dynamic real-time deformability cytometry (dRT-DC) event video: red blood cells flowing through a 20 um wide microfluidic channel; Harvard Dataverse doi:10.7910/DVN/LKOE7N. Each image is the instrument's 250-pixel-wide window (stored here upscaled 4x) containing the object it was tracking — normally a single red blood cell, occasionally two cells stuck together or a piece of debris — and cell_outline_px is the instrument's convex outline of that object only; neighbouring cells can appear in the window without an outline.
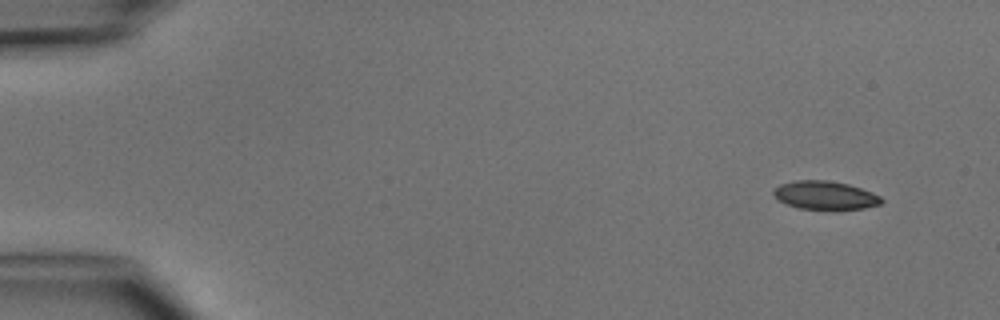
{"species": "common noctule bat (a hibernating species)", "species_latin": "Nyctalus noctula", "temperature_condition": "cold", "stored_images_in_passage": 4, "camera_frame_rate_fps": 3000, "um_per_image_px": 0.085, "animal": {"sex": "male", "body_mass_g": 15.6}, "frame": {"image": 1, "passage_image": 1, "time_ms": 0.0, "image_size_px": [1000, 320], "cell_outline_px": [[884, 200], [880, 204], [864, 208], [832, 212], [800, 208], [788, 204], [780, 200], [772, 192], [780, 184], [796, 180], [828, 180], [848, 184], [872, 192], [880, 196]], "centroid_in_image_um": [70.18, 16.63], "position_along_channel_um": 14.8, "area_um2": 18.26}}
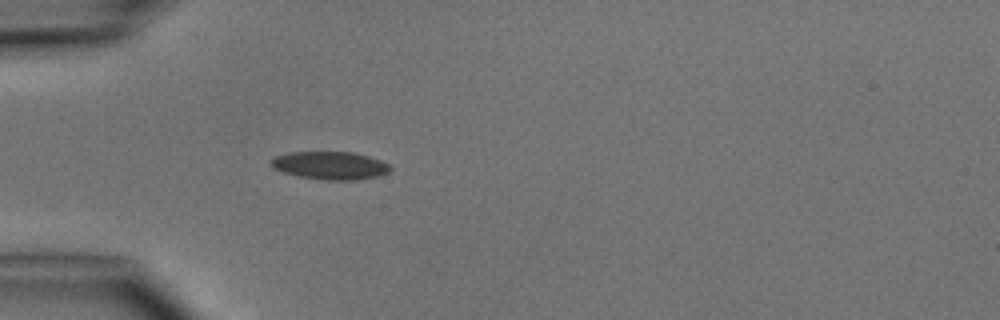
{"frame": {"image": 2, "passage_image": 4, "time_ms": 3.667, "image_size_px": [1000, 320], "cell_outline_px": [[392, 168], [388, 172], [380, 176], [356, 180], [324, 180], [296, 176], [272, 168], [268, 164], [268, 160], [276, 156], [288, 152], [352, 152], [368, 156], [380, 160], [388, 164]], "centroid_in_image_um": [28.02, 14.07], "position_along_channel_um": 57.0, "area_um2": 19.65}}